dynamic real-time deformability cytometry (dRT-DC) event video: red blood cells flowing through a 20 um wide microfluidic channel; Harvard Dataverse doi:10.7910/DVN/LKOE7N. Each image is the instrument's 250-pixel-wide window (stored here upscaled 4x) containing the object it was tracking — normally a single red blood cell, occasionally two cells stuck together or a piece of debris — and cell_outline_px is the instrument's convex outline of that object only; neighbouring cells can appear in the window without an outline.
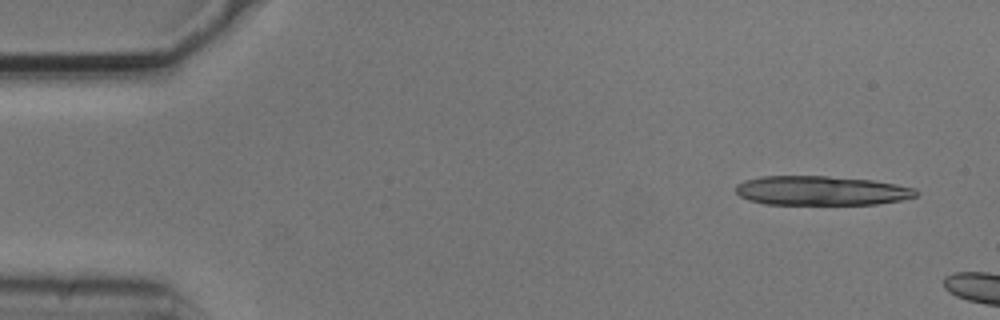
{"species": "common noctule bat (a hibernating species)", "species_latin": "Nyctalus noctula", "temperature_condition": "cold", "stored_images_in_passage": 3, "camera_frame_rate_fps": 3000, "um_per_image_px": 0.085, "animal": {"sex": "male", "body_mass_g": 20.5, "forearm_length_mm": 52.5}, "frame": {"image": 1, "passage_image": 1, "time_ms": 0.0, "image_size_px": [1000, 320], "cell_outline_px": [[920, 192], [916, 196], [900, 200], [876, 204], [764, 204], [748, 200], [740, 196], [736, 192], [736, 184], [744, 180], [760, 176], [828, 176], [872, 180], [896, 184], [916, 188]], "centroid_in_image_um": [69.8, 16.2], "position_along_channel_um": 15.2, "area_um2": 30.92}}